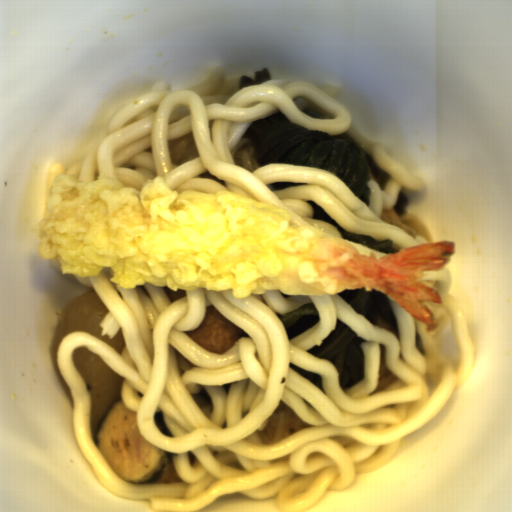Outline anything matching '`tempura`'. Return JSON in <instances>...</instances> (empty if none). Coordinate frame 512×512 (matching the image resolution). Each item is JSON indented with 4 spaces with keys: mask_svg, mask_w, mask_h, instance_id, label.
Here are the masks:
<instances>
[{
    "mask_svg": "<svg viewBox=\"0 0 512 512\" xmlns=\"http://www.w3.org/2000/svg\"><path fill=\"white\" fill-rule=\"evenodd\" d=\"M41 220L37 253L58 257L60 272L95 277L113 269L110 282L132 289L146 283L170 290L222 292L233 297L331 296L377 290L415 320L437 326L421 302H444L424 279L456 253L455 241L422 243L378 258L310 226L288 211L235 192L172 190L154 175L141 190L106 175L85 184L63 173Z\"/></svg>",
    "mask_w": 512,
    "mask_h": 512,
    "instance_id": "obj_1",
    "label": "tempura"
}]
</instances>
